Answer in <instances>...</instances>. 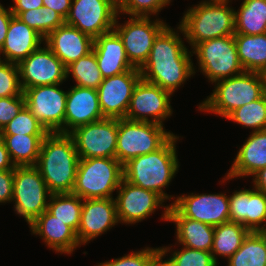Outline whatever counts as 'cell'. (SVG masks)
<instances>
[{
    "label": "cell",
    "mask_w": 266,
    "mask_h": 266,
    "mask_svg": "<svg viewBox=\"0 0 266 266\" xmlns=\"http://www.w3.org/2000/svg\"><path fill=\"white\" fill-rule=\"evenodd\" d=\"M29 226L32 234L42 236L44 243L58 253L71 254L80 245L76 233L47 210Z\"/></svg>",
    "instance_id": "obj_26"
},
{
    "label": "cell",
    "mask_w": 266,
    "mask_h": 266,
    "mask_svg": "<svg viewBox=\"0 0 266 266\" xmlns=\"http://www.w3.org/2000/svg\"><path fill=\"white\" fill-rule=\"evenodd\" d=\"M178 139L173 135L156 151L129 160L123 165V179L159 194L164 200L173 199L163 188L169 185L179 168L175 148Z\"/></svg>",
    "instance_id": "obj_3"
},
{
    "label": "cell",
    "mask_w": 266,
    "mask_h": 266,
    "mask_svg": "<svg viewBox=\"0 0 266 266\" xmlns=\"http://www.w3.org/2000/svg\"><path fill=\"white\" fill-rule=\"evenodd\" d=\"M170 247H160V251L153 257L150 266H175L170 259L162 260V258L170 251Z\"/></svg>",
    "instance_id": "obj_49"
},
{
    "label": "cell",
    "mask_w": 266,
    "mask_h": 266,
    "mask_svg": "<svg viewBox=\"0 0 266 266\" xmlns=\"http://www.w3.org/2000/svg\"><path fill=\"white\" fill-rule=\"evenodd\" d=\"M117 192L118 195L115 201L119 223L134 224L141 222L152 215L160 205L165 209L161 219L168 221L170 205L163 206L165 200L159 194L135 186L125 179L121 180Z\"/></svg>",
    "instance_id": "obj_14"
},
{
    "label": "cell",
    "mask_w": 266,
    "mask_h": 266,
    "mask_svg": "<svg viewBox=\"0 0 266 266\" xmlns=\"http://www.w3.org/2000/svg\"><path fill=\"white\" fill-rule=\"evenodd\" d=\"M235 33L257 35L266 33V0H244L234 11Z\"/></svg>",
    "instance_id": "obj_30"
},
{
    "label": "cell",
    "mask_w": 266,
    "mask_h": 266,
    "mask_svg": "<svg viewBox=\"0 0 266 266\" xmlns=\"http://www.w3.org/2000/svg\"><path fill=\"white\" fill-rule=\"evenodd\" d=\"M48 199L47 211L77 233L83 199L72 193L51 194Z\"/></svg>",
    "instance_id": "obj_33"
},
{
    "label": "cell",
    "mask_w": 266,
    "mask_h": 266,
    "mask_svg": "<svg viewBox=\"0 0 266 266\" xmlns=\"http://www.w3.org/2000/svg\"><path fill=\"white\" fill-rule=\"evenodd\" d=\"M266 167V129L252 131L243 143L224 180L254 175Z\"/></svg>",
    "instance_id": "obj_25"
},
{
    "label": "cell",
    "mask_w": 266,
    "mask_h": 266,
    "mask_svg": "<svg viewBox=\"0 0 266 266\" xmlns=\"http://www.w3.org/2000/svg\"><path fill=\"white\" fill-rule=\"evenodd\" d=\"M23 91L27 88L62 84L66 81V67L46 45L33 51L18 64Z\"/></svg>",
    "instance_id": "obj_16"
},
{
    "label": "cell",
    "mask_w": 266,
    "mask_h": 266,
    "mask_svg": "<svg viewBox=\"0 0 266 266\" xmlns=\"http://www.w3.org/2000/svg\"><path fill=\"white\" fill-rule=\"evenodd\" d=\"M265 250H266V229H265Z\"/></svg>",
    "instance_id": "obj_50"
},
{
    "label": "cell",
    "mask_w": 266,
    "mask_h": 266,
    "mask_svg": "<svg viewBox=\"0 0 266 266\" xmlns=\"http://www.w3.org/2000/svg\"><path fill=\"white\" fill-rule=\"evenodd\" d=\"M123 179V165L116 158L79 159L72 194L81 199L113 198Z\"/></svg>",
    "instance_id": "obj_6"
},
{
    "label": "cell",
    "mask_w": 266,
    "mask_h": 266,
    "mask_svg": "<svg viewBox=\"0 0 266 266\" xmlns=\"http://www.w3.org/2000/svg\"><path fill=\"white\" fill-rule=\"evenodd\" d=\"M25 107L24 93L0 98V129L2 130Z\"/></svg>",
    "instance_id": "obj_42"
},
{
    "label": "cell",
    "mask_w": 266,
    "mask_h": 266,
    "mask_svg": "<svg viewBox=\"0 0 266 266\" xmlns=\"http://www.w3.org/2000/svg\"><path fill=\"white\" fill-rule=\"evenodd\" d=\"M254 188L266 194V167L253 175Z\"/></svg>",
    "instance_id": "obj_48"
},
{
    "label": "cell",
    "mask_w": 266,
    "mask_h": 266,
    "mask_svg": "<svg viewBox=\"0 0 266 266\" xmlns=\"http://www.w3.org/2000/svg\"><path fill=\"white\" fill-rule=\"evenodd\" d=\"M16 17L37 31L44 39L57 27L65 23V19L49 7L22 11Z\"/></svg>",
    "instance_id": "obj_35"
},
{
    "label": "cell",
    "mask_w": 266,
    "mask_h": 266,
    "mask_svg": "<svg viewBox=\"0 0 266 266\" xmlns=\"http://www.w3.org/2000/svg\"><path fill=\"white\" fill-rule=\"evenodd\" d=\"M46 135H1L15 166H35Z\"/></svg>",
    "instance_id": "obj_29"
},
{
    "label": "cell",
    "mask_w": 266,
    "mask_h": 266,
    "mask_svg": "<svg viewBox=\"0 0 266 266\" xmlns=\"http://www.w3.org/2000/svg\"><path fill=\"white\" fill-rule=\"evenodd\" d=\"M160 251V248H145L138 252H132L123 257L112 259L97 266H150L153 257Z\"/></svg>",
    "instance_id": "obj_41"
},
{
    "label": "cell",
    "mask_w": 266,
    "mask_h": 266,
    "mask_svg": "<svg viewBox=\"0 0 266 266\" xmlns=\"http://www.w3.org/2000/svg\"><path fill=\"white\" fill-rule=\"evenodd\" d=\"M192 53L197 56L201 72L212 83L244 72L234 35L202 41L192 48Z\"/></svg>",
    "instance_id": "obj_8"
},
{
    "label": "cell",
    "mask_w": 266,
    "mask_h": 266,
    "mask_svg": "<svg viewBox=\"0 0 266 266\" xmlns=\"http://www.w3.org/2000/svg\"><path fill=\"white\" fill-rule=\"evenodd\" d=\"M168 221L176 224L177 242L184 247L211 252L215 227L182 217L171 205Z\"/></svg>",
    "instance_id": "obj_27"
},
{
    "label": "cell",
    "mask_w": 266,
    "mask_h": 266,
    "mask_svg": "<svg viewBox=\"0 0 266 266\" xmlns=\"http://www.w3.org/2000/svg\"><path fill=\"white\" fill-rule=\"evenodd\" d=\"M14 5L10 6L11 12L17 16L22 11L43 7L42 0H13Z\"/></svg>",
    "instance_id": "obj_45"
},
{
    "label": "cell",
    "mask_w": 266,
    "mask_h": 266,
    "mask_svg": "<svg viewBox=\"0 0 266 266\" xmlns=\"http://www.w3.org/2000/svg\"><path fill=\"white\" fill-rule=\"evenodd\" d=\"M169 3V0H119L118 13L149 17L152 14H157Z\"/></svg>",
    "instance_id": "obj_39"
},
{
    "label": "cell",
    "mask_w": 266,
    "mask_h": 266,
    "mask_svg": "<svg viewBox=\"0 0 266 266\" xmlns=\"http://www.w3.org/2000/svg\"><path fill=\"white\" fill-rule=\"evenodd\" d=\"M104 119L96 89L73 86L67 91L64 134Z\"/></svg>",
    "instance_id": "obj_20"
},
{
    "label": "cell",
    "mask_w": 266,
    "mask_h": 266,
    "mask_svg": "<svg viewBox=\"0 0 266 266\" xmlns=\"http://www.w3.org/2000/svg\"><path fill=\"white\" fill-rule=\"evenodd\" d=\"M43 41L44 38L37 31L13 15L0 54L5 56L3 61L19 64L38 49Z\"/></svg>",
    "instance_id": "obj_24"
},
{
    "label": "cell",
    "mask_w": 266,
    "mask_h": 266,
    "mask_svg": "<svg viewBox=\"0 0 266 266\" xmlns=\"http://www.w3.org/2000/svg\"><path fill=\"white\" fill-rule=\"evenodd\" d=\"M49 192L36 166H15L12 201L17 214L30 225L48 206Z\"/></svg>",
    "instance_id": "obj_9"
},
{
    "label": "cell",
    "mask_w": 266,
    "mask_h": 266,
    "mask_svg": "<svg viewBox=\"0 0 266 266\" xmlns=\"http://www.w3.org/2000/svg\"><path fill=\"white\" fill-rule=\"evenodd\" d=\"M79 159L69 134L54 132L44 137L35 166L51 194L72 193Z\"/></svg>",
    "instance_id": "obj_2"
},
{
    "label": "cell",
    "mask_w": 266,
    "mask_h": 266,
    "mask_svg": "<svg viewBox=\"0 0 266 266\" xmlns=\"http://www.w3.org/2000/svg\"><path fill=\"white\" fill-rule=\"evenodd\" d=\"M118 15L115 0H72L65 23L96 39L113 30Z\"/></svg>",
    "instance_id": "obj_12"
},
{
    "label": "cell",
    "mask_w": 266,
    "mask_h": 266,
    "mask_svg": "<svg viewBox=\"0 0 266 266\" xmlns=\"http://www.w3.org/2000/svg\"><path fill=\"white\" fill-rule=\"evenodd\" d=\"M171 95L169 91L141 78L134 88L125 119L163 125L173 112Z\"/></svg>",
    "instance_id": "obj_15"
},
{
    "label": "cell",
    "mask_w": 266,
    "mask_h": 266,
    "mask_svg": "<svg viewBox=\"0 0 266 266\" xmlns=\"http://www.w3.org/2000/svg\"><path fill=\"white\" fill-rule=\"evenodd\" d=\"M18 64L0 60V98L23 94Z\"/></svg>",
    "instance_id": "obj_38"
},
{
    "label": "cell",
    "mask_w": 266,
    "mask_h": 266,
    "mask_svg": "<svg viewBox=\"0 0 266 266\" xmlns=\"http://www.w3.org/2000/svg\"><path fill=\"white\" fill-rule=\"evenodd\" d=\"M43 7H49L58 12L64 19L69 15L72 0H42Z\"/></svg>",
    "instance_id": "obj_44"
},
{
    "label": "cell",
    "mask_w": 266,
    "mask_h": 266,
    "mask_svg": "<svg viewBox=\"0 0 266 266\" xmlns=\"http://www.w3.org/2000/svg\"><path fill=\"white\" fill-rule=\"evenodd\" d=\"M15 165L13 164L9 152L6 149L3 139L0 137V171L14 169Z\"/></svg>",
    "instance_id": "obj_47"
},
{
    "label": "cell",
    "mask_w": 266,
    "mask_h": 266,
    "mask_svg": "<svg viewBox=\"0 0 266 266\" xmlns=\"http://www.w3.org/2000/svg\"><path fill=\"white\" fill-rule=\"evenodd\" d=\"M250 231L240 223L226 222L214 230L211 254L217 262V255L229 259L240 247ZM216 255V256H215Z\"/></svg>",
    "instance_id": "obj_31"
},
{
    "label": "cell",
    "mask_w": 266,
    "mask_h": 266,
    "mask_svg": "<svg viewBox=\"0 0 266 266\" xmlns=\"http://www.w3.org/2000/svg\"><path fill=\"white\" fill-rule=\"evenodd\" d=\"M234 40L244 71L266 75V33L257 35L235 33Z\"/></svg>",
    "instance_id": "obj_28"
},
{
    "label": "cell",
    "mask_w": 266,
    "mask_h": 266,
    "mask_svg": "<svg viewBox=\"0 0 266 266\" xmlns=\"http://www.w3.org/2000/svg\"><path fill=\"white\" fill-rule=\"evenodd\" d=\"M140 79L141 73L138 68L103 78L97 92L104 118L122 119L126 117L134 88Z\"/></svg>",
    "instance_id": "obj_17"
},
{
    "label": "cell",
    "mask_w": 266,
    "mask_h": 266,
    "mask_svg": "<svg viewBox=\"0 0 266 266\" xmlns=\"http://www.w3.org/2000/svg\"><path fill=\"white\" fill-rule=\"evenodd\" d=\"M188 51L177 31L167 25L155 38L147 61L139 69L141 78L173 95L195 73L192 51Z\"/></svg>",
    "instance_id": "obj_1"
},
{
    "label": "cell",
    "mask_w": 266,
    "mask_h": 266,
    "mask_svg": "<svg viewBox=\"0 0 266 266\" xmlns=\"http://www.w3.org/2000/svg\"><path fill=\"white\" fill-rule=\"evenodd\" d=\"M118 119L104 118L69 133L80 159L115 158Z\"/></svg>",
    "instance_id": "obj_13"
},
{
    "label": "cell",
    "mask_w": 266,
    "mask_h": 266,
    "mask_svg": "<svg viewBox=\"0 0 266 266\" xmlns=\"http://www.w3.org/2000/svg\"><path fill=\"white\" fill-rule=\"evenodd\" d=\"M118 222L114 198L83 199L80 224L76 233L80 245L104 234Z\"/></svg>",
    "instance_id": "obj_19"
},
{
    "label": "cell",
    "mask_w": 266,
    "mask_h": 266,
    "mask_svg": "<svg viewBox=\"0 0 266 266\" xmlns=\"http://www.w3.org/2000/svg\"><path fill=\"white\" fill-rule=\"evenodd\" d=\"M226 119L254 132L266 129V92L259 99L235 109Z\"/></svg>",
    "instance_id": "obj_36"
},
{
    "label": "cell",
    "mask_w": 266,
    "mask_h": 266,
    "mask_svg": "<svg viewBox=\"0 0 266 266\" xmlns=\"http://www.w3.org/2000/svg\"><path fill=\"white\" fill-rule=\"evenodd\" d=\"M44 41V45H47L67 67L92 51L94 39L76 27L64 23L51 32Z\"/></svg>",
    "instance_id": "obj_22"
},
{
    "label": "cell",
    "mask_w": 266,
    "mask_h": 266,
    "mask_svg": "<svg viewBox=\"0 0 266 266\" xmlns=\"http://www.w3.org/2000/svg\"><path fill=\"white\" fill-rule=\"evenodd\" d=\"M116 17L114 30L123 41L129 62L140 69L147 61L153 42L167 26L163 20L151 21L150 17L131 16L127 22L118 24Z\"/></svg>",
    "instance_id": "obj_10"
},
{
    "label": "cell",
    "mask_w": 266,
    "mask_h": 266,
    "mask_svg": "<svg viewBox=\"0 0 266 266\" xmlns=\"http://www.w3.org/2000/svg\"><path fill=\"white\" fill-rule=\"evenodd\" d=\"M230 221L242 224L249 231L266 229V194L253 188L234 191L229 196ZM261 226V227H260Z\"/></svg>",
    "instance_id": "obj_21"
},
{
    "label": "cell",
    "mask_w": 266,
    "mask_h": 266,
    "mask_svg": "<svg viewBox=\"0 0 266 266\" xmlns=\"http://www.w3.org/2000/svg\"><path fill=\"white\" fill-rule=\"evenodd\" d=\"M92 50L96 55L103 78L119 75L135 68L129 62L123 41L114 29L94 39Z\"/></svg>",
    "instance_id": "obj_23"
},
{
    "label": "cell",
    "mask_w": 266,
    "mask_h": 266,
    "mask_svg": "<svg viewBox=\"0 0 266 266\" xmlns=\"http://www.w3.org/2000/svg\"><path fill=\"white\" fill-rule=\"evenodd\" d=\"M60 84L31 87L24 90L25 106L49 133L64 134L67 91Z\"/></svg>",
    "instance_id": "obj_11"
},
{
    "label": "cell",
    "mask_w": 266,
    "mask_h": 266,
    "mask_svg": "<svg viewBox=\"0 0 266 266\" xmlns=\"http://www.w3.org/2000/svg\"><path fill=\"white\" fill-rule=\"evenodd\" d=\"M229 2L204 0L185 12L177 28L192 48L205 40L235 34V10L229 7Z\"/></svg>",
    "instance_id": "obj_4"
},
{
    "label": "cell",
    "mask_w": 266,
    "mask_h": 266,
    "mask_svg": "<svg viewBox=\"0 0 266 266\" xmlns=\"http://www.w3.org/2000/svg\"><path fill=\"white\" fill-rule=\"evenodd\" d=\"M170 256L175 266H217L211 252L183 247L180 251H174Z\"/></svg>",
    "instance_id": "obj_40"
},
{
    "label": "cell",
    "mask_w": 266,
    "mask_h": 266,
    "mask_svg": "<svg viewBox=\"0 0 266 266\" xmlns=\"http://www.w3.org/2000/svg\"><path fill=\"white\" fill-rule=\"evenodd\" d=\"M70 74H72L76 85L80 87L97 90L103 81L93 50L66 67V77Z\"/></svg>",
    "instance_id": "obj_34"
},
{
    "label": "cell",
    "mask_w": 266,
    "mask_h": 266,
    "mask_svg": "<svg viewBox=\"0 0 266 266\" xmlns=\"http://www.w3.org/2000/svg\"><path fill=\"white\" fill-rule=\"evenodd\" d=\"M171 206L182 216L216 227L230 221L229 196L217 194H188L175 198Z\"/></svg>",
    "instance_id": "obj_18"
},
{
    "label": "cell",
    "mask_w": 266,
    "mask_h": 266,
    "mask_svg": "<svg viewBox=\"0 0 266 266\" xmlns=\"http://www.w3.org/2000/svg\"><path fill=\"white\" fill-rule=\"evenodd\" d=\"M48 133L26 106L2 129V135H47Z\"/></svg>",
    "instance_id": "obj_37"
},
{
    "label": "cell",
    "mask_w": 266,
    "mask_h": 266,
    "mask_svg": "<svg viewBox=\"0 0 266 266\" xmlns=\"http://www.w3.org/2000/svg\"><path fill=\"white\" fill-rule=\"evenodd\" d=\"M227 262L228 266H266L265 230L250 231Z\"/></svg>",
    "instance_id": "obj_32"
},
{
    "label": "cell",
    "mask_w": 266,
    "mask_h": 266,
    "mask_svg": "<svg viewBox=\"0 0 266 266\" xmlns=\"http://www.w3.org/2000/svg\"><path fill=\"white\" fill-rule=\"evenodd\" d=\"M14 169L0 171V203L12 202Z\"/></svg>",
    "instance_id": "obj_43"
},
{
    "label": "cell",
    "mask_w": 266,
    "mask_h": 266,
    "mask_svg": "<svg viewBox=\"0 0 266 266\" xmlns=\"http://www.w3.org/2000/svg\"><path fill=\"white\" fill-rule=\"evenodd\" d=\"M12 16L13 14L11 12V9L10 8L6 9L0 3V49L3 46V43L6 39L8 26H9Z\"/></svg>",
    "instance_id": "obj_46"
},
{
    "label": "cell",
    "mask_w": 266,
    "mask_h": 266,
    "mask_svg": "<svg viewBox=\"0 0 266 266\" xmlns=\"http://www.w3.org/2000/svg\"><path fill=\"white\" fill-rule=\"evenodd\" d=\"M266 92V75L246 72L215 82L213 93L199 104L200 111L226 118L235 109L259 99Z\"/></svg>",
    "instance_id": "obj_5"
},
{
    "label": "cell",
    "mask_w": 266,
    "mask_h": 266,
    "mask_svg": "<svg viewBox=\"0 0 266 266\" xmlns=\"http://www.w3.org/2000/svg\"><path fill=\"white\" fill-rule=\"evenodd\" d=\"M174 134L152 122L118 119L115 158L124 165L129 160L156 151Z\"/></svg>",
    "instance_id": "obj_7"
}]
</instances>
